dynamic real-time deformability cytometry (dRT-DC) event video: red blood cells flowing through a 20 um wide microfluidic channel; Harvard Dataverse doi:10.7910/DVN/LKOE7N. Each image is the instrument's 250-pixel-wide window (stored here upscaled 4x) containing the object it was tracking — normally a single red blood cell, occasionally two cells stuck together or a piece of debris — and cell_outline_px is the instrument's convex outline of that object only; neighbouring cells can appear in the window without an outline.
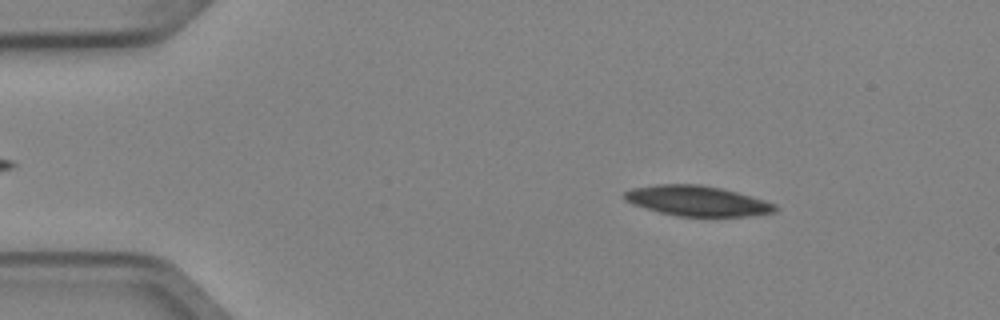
{"species": "Egyptian fruit bat (a non-hibernating species)", "species_latin": "Rousettus aegyptiacus", "temperature_condition": "cold", "stored_images_in_passage": 4, "camera_frame_rate_fps": 3000, "um_per_image_px": 0.085, "animal": {"sex": "female"}, "frame": {"image": 1, "passage_image": 2, "time_ms": 0.333, "image_size_px": [1000, 320], "cell_outline_px": [[780, 208], [776, 212], [752, 216], [680, 216], [660, 212], [632, 204], [624, 200], [624, 192], [632, 188], [656, 184], [700, 184], [720, 188], [736, 192], [764, 200], [776, 204]], "centroid_in_image_um": [59.28, 17.07], "position_along_channel_um": 25.7, "area_um2": 26.53}}